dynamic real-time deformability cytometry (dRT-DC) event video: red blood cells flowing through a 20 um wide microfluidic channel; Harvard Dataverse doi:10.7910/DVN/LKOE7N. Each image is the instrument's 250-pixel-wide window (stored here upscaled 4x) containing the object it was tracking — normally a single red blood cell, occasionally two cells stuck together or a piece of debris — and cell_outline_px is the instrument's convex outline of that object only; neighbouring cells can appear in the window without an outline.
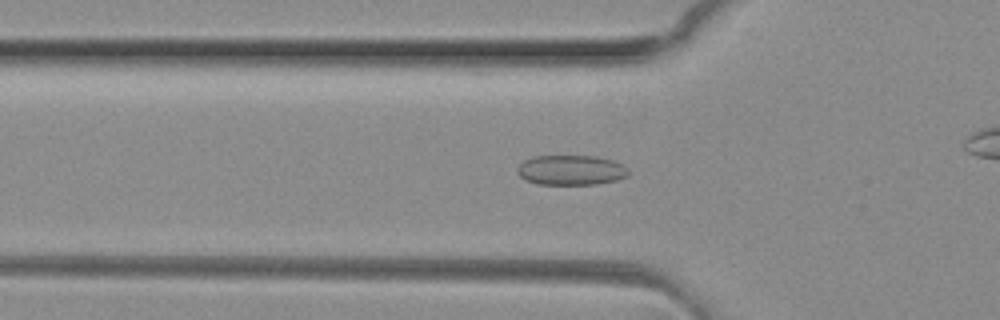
{"species": "common noctule bat (a hibernating species)", "species_latin": "Nyctalus noctula", "temperature_condition": "room temperature", "stored_images_in_passage": 32, "camera_frame_rate_fps": 3000, "um_per_image_px": 0.085, "animal": {"sex": "female", "body_mass_g": 29.2, "forearm_length_mm": 56.3}, "frame": {"image": 1, "passage_image": 8, "time_ms": 2.333, "image_size_px": [1000, 320], "cell_outline_px": [[628, 176], [616, 180], [596, 184], [536, 184], [524, 180], [516, 172], [516, 168], [524, 160], [532, 156], [596, 156], [612, 160], [620, 164], [628, 172]], "centroid_in_image_um": [48.46, 14.46], "position_along_channel_um": 77.3, "area_um2": 19.36}}
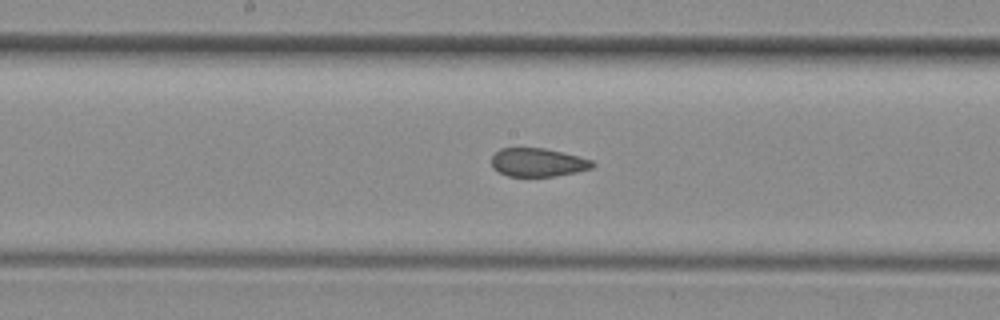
{"frame": {"image": 2, "passage_image": 17, "time_ms": 5.333, "image_size_px": [1000, 320], "cell_outline_px": [[596, 164], [592, 168], [576, 172], [556, 176], [508, 176], [492, 168], [492, 156], [500, 148], [544, 148], [580, 156], [592, 160]], "centroid_in_image_um": [45.74, 13.8], "position_along_channel_um": 202.5, "area_um2": 16.76}}
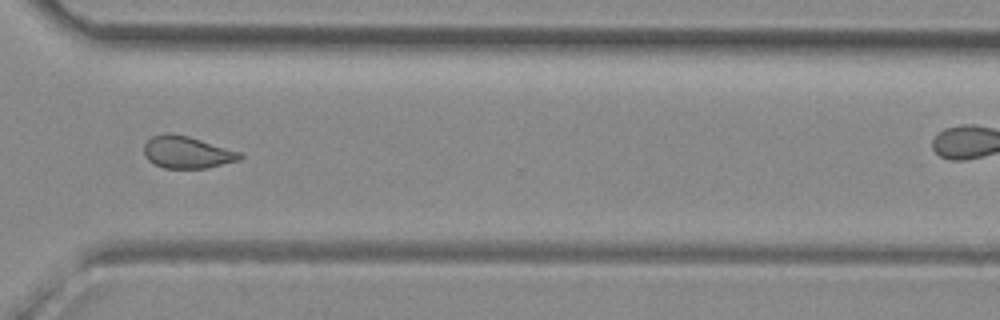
{"frame": {"image": 3, "passage_image": 28, "time_ms": 9.0, "image_size_px": [1000, 320], "cell_outline_px": [[244, 156], [240, 160], [208, 168], [164, 168], [148, 160], [144, 156], [144, 144], [152, 136], [164, 132], [172, 132], [188, 136], [240, 152]], "centroid_in_image_um": [15.88, 12.93], "position_along_channel_um": 354.7, "area_um2": 18.03}}